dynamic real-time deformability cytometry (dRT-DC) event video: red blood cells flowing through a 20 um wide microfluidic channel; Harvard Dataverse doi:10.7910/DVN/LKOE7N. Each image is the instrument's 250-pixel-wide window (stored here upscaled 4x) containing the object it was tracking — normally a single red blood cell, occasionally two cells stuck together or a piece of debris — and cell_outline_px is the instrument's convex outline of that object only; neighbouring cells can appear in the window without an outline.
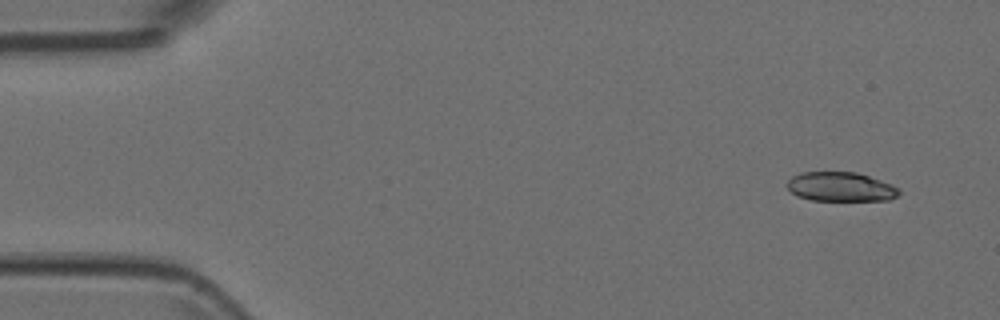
{"species": "Egyptian fruit bat (a non-hibernating species)", "species_latin": "Rousettus aegyptiacus", "temperature_condition": "room temperature", "stored_images_in_passage": 14, "camera_frame_rate_fps": 3000, "um_per_image_px": 0.085, "animal": {"sex": "female"}, "frame": {"image": 1, "passage_image": 1, "time_ms": 0.0, "image_size_px": [1000, 320], "cell_outline_px": [[900, 192], [896, 196], [888, 200], [812, 200], [796, 196], [784, 184], [792, 176], [800, 172], [856, 172], [892, 184], [900, 188]], "centroid_in_image_um": [71.43, 15.87], "position_along_channel_um": 13.6, "area_um2": 19.13}}
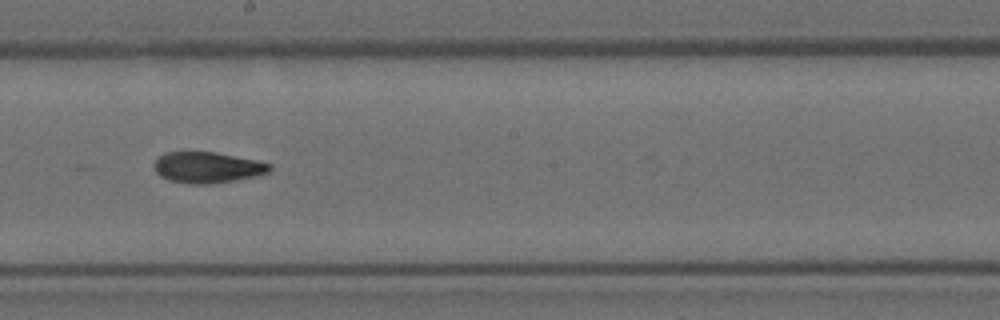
{"frame": {"image": 2, "passage_image": 8, "time_ms": 2.333, "image_size_px": [1000, 320], "cell_outline_px": [[272, 168], [268, 172], [256, 176], [236, 180], [208, 184], [188, 184], [168, 180], [160, 176], [156, 172], [152, 164], [164, 152], [216, 152], [256, 160], [272, 164]], "centroid_in_image_um": [17.61, 14.23], "position_along_channel_um": 230.6, "area_um2": 20.98}}
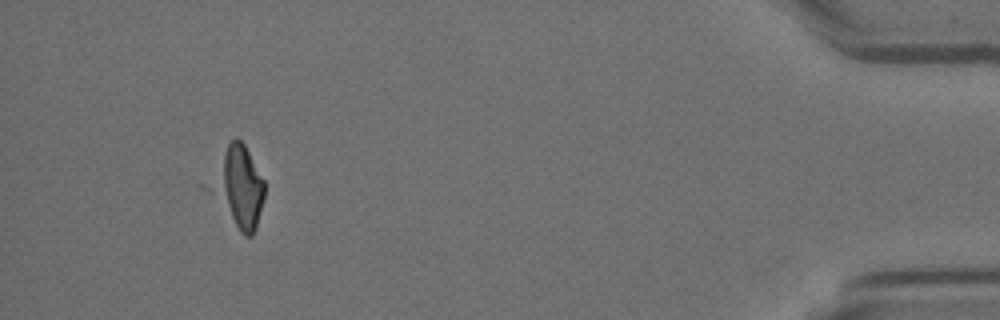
{"frame": {"image": 3, "passage_image": 13, "time_ms": 4.0, "image_size_px": [1000, 320], "cell_outline_px": [[264, 200], [256, 228], [252, 236], [244, 236], [240, 232], [216, 188], [224, 152], [228, 144], [236, 136], [244, 144], [264, 180]], "centroid_in_image_um": [20.5, 15.89], "position_along_channel_um": 414.7, "area_um2": 22.2}}